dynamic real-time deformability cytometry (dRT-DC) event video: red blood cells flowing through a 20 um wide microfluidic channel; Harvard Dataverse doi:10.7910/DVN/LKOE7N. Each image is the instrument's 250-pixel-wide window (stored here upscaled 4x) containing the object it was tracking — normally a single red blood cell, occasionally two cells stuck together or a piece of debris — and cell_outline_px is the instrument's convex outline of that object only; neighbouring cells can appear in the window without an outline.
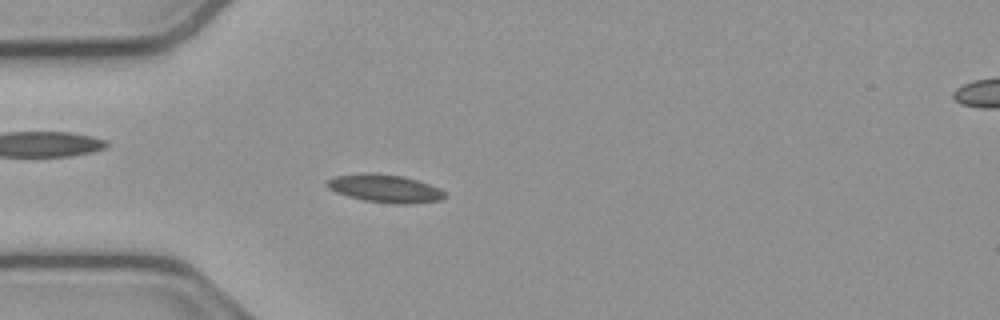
{"species": "common noctule bat (a hibernating species)", "species_latin": "Nyctalus noctula", "temperature_condition": "cold", "stored_images_in_passage": 54, "camera_frame_rate_fps": 3000, "um_per_image_px": 0.085, "animal": {"sex": "male", "body_mass_g": 23.1, "forearm_length_mm": 52.7}, "frame": {"image": 1, "passage_image": 15, "time_ms": 4.667, "image_size_px": [1000, 320], "cell_outline_px": [[444, 196], [440, 200], [416, 204], [392, 204], [364, 200], [348, 196], [336, 192], [328, 188], [328, 180], [336, 176], [368, 172], [404, 176], [440, 188], [444, 192]], "centroid_in_image_um": [32.74, 16.03], "position_along_channel_um": 52.3, "area_um2": 19.07}}
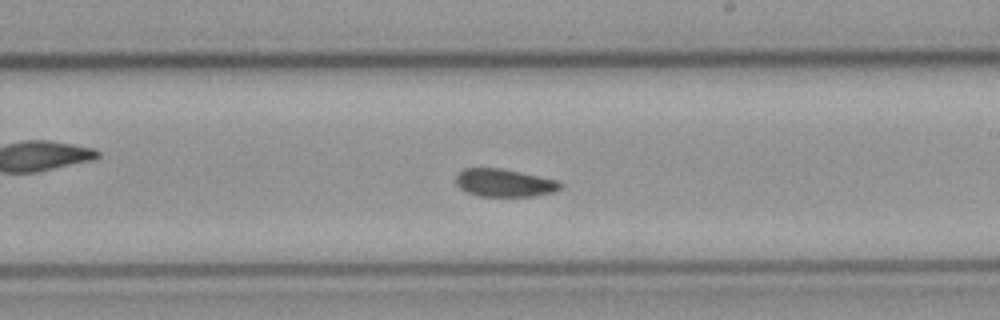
{"frame": {"image": 2, "passage_image": 31, "time_ms": 10.0, "image_size_px": [1000, 320], "cell_outline_px": [[564, 184], [560, 188], [552, 192], [536, 196], [476, 196], [460, 188], [456, 184], [456, 176], [464, 168], [500, 168], [520, 172], [556, 180]], "centroid_in_image_um": [42.85, 15.55], "position_along_channel_um": 246.1, "area_um2": 16.82}}
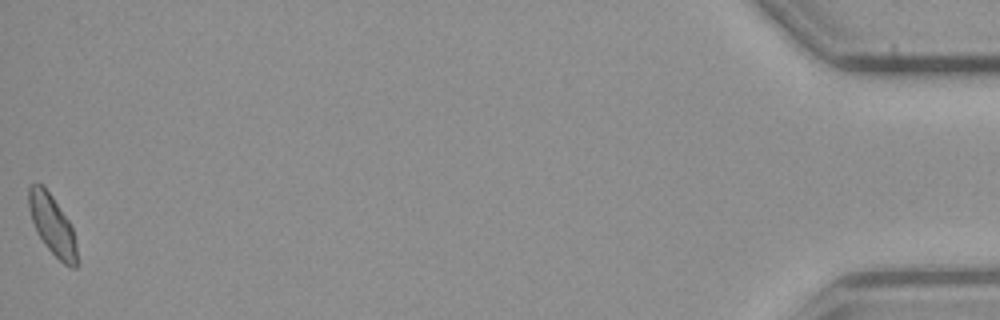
{"frame": {"image": 3, "passage_image": 54, "time_ms": 17.667, "image_size_px": [1000, 320], "cell_outline_px": [[80, 264], [76, 268], [72, 268], [64, 264], [44, 244], [36, 232], [28, 208], [28, 188], [32, 184], [40, 184], [52, 196], [68, 220], [72, 228], [76, 244]], "centroid_in_image_um": [4.47, 19.18], "position_along_channel_um": 430.7, "area_um2": 16.82}, "authors_computed_cell_mechanics": {"area_um2": 17.3111, "velocity_mm_per_s": 3.7771, "shape_relaxation_time_tau1_ms": 10.3685, "shape_relaxation_time_tau2_ms": 4.8334, "deformation_change_tau1": 0.12, "deformation_change_tau2": 0.0865}}